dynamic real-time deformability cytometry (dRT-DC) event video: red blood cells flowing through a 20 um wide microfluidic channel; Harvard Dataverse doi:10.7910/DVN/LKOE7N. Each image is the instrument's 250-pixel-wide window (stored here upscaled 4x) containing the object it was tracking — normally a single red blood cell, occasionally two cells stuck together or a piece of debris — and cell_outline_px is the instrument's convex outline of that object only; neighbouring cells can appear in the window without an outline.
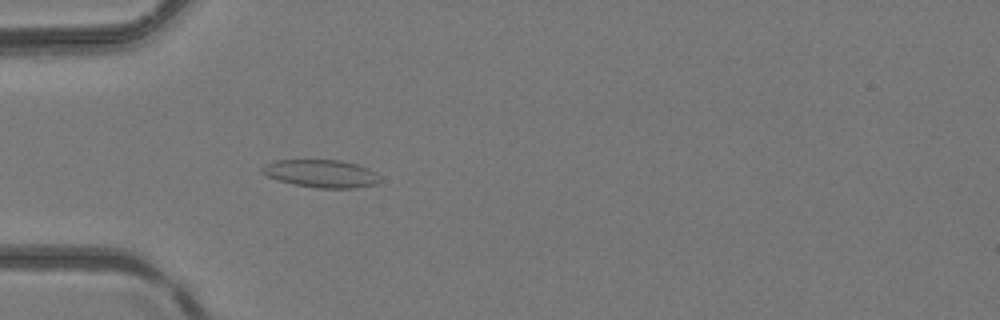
{"species": "common noctule bat (a hibernating species)", "species_latin": "Nyctalus noctula", "temperature_condition": "room temperature", "stored_images_in_passage": 4, "camera_frame_rate_fps": 3000, "um_per_image_px": 0.085, "animal": {"sex": "female", "body_mass_g": 24.6, "forearm_length_mm": 56.2}, "frame": {"image": 1, "passage_image": 4, "time_ms": 1.0, "image_size_px": [1000, 320], "cell_outline_px": [[380, 180], [376, 184], [352, 188], [316, 188], [296, 184], [280, 180], [268, 176], [260, 168], [264, 164], [276, 160], [340, 160], [356, 164], [368, 168], [376, 172], [380, 176]], "centroid_in_image_um": [27.33, 14.75], "position_along_channel_um": 57.7, "area_um2": 18.9}}